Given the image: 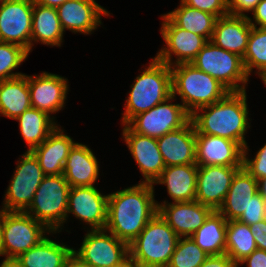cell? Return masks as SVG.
Masks as SVG:
<instances>
[{
  "instance_id": "cell-3",
  "label": "cell",
  "mask_w": 266,
  "mask_h": 267,
  "mask_svg": "<svg viewBox=\"0 0 266 267\" xmlns=\"http://www.w3.org/2000/svg\"><path fill=\"white\" fill-rule=\"evenodd\" d=\"M130 86L125 112L122 113V125L127 124L139 113L149 111L172 96V71L167 64L155 57Z\"/></svg>"
},
{
  "instance_id": "cell-27",
  "label": "cell",
  "mask_w": 266,
  "mask_h": 267,
  "mask_svg": "<svg viewBox=\"0 0 266 267\" xmlns=\"http://www.w3.org/2000/svg\"><path fill=\"white\" fill-rule=\"evenodd\" d=\"M63 35L57 8L33 3L31 51L33 42L61 47Z\"/></svg>"
},
{
  "instance_id": "cell-38",
  "label": "cell",
  "mask_w": 266,
  "mask_h": 267,
  "mask_svg": "<svg viewBox=\"0 0 266 267\" xmlns=\"http://www.w3.org/2000/svg\"><path fill=\"white\" fill-rule=\"evenodd\" d=\"M265 201L259 192H257L252 196L247 210L243 212L238 221L250 226L264 220Z\"/></svg>"
},
{
  "instance_id": "cell-15",
  "label": "cell",
  "mask_w": 266,
  "mask_h": 267,
  "mask_svg": "<svg viewBox=\"0 0 266 267\" xmlns=\"http://www.w3.org/2000/svg\"><path fill=\"white\" fill-rule=\"evenodd\" d=\"M243 166H198L195 200L215 211L222 206L235 173Z\"/></svg>"
},
{
  "instance_id": "cell-44",
  "label": "cell",
  "mask_w": 266,
  "mask_h": 267,
  "mask_svg": "<svg viewBox=\"0 0 266 267\" xmlns=\"http://www.w3.org/2000/svg\"><path fill=\"white\" fill-rule=\"evenodd\" d=\"M249 23L258 28H266V0H261L253 11V19L248 16Z\"/></svg>"
},
{
  "instance_id": "cell-51",
  "label": "cell",
  "mask_w": 266,
  "mask_h": 267,
  "mask_svg": "<svg viewBox=\"0 0 266 267\" xmlns=\"http://www.w3.org/2000/svg\"><path fill=\"white\" fill-rule=\"evenodd\" d=\"M259 78H261V80L263 81V83L266 85V71L265 72H262L259 75Z\"/></svg>"
},
{
  "instance_id": "cell-29",
  "label": "cell",
  "mask_w": 266,
  "mask_h": 267,
  "mask_svg": "<svg viewBox=\"0 0 266 267\" xmlns=\"http://www.w3.org/2000/svg\"><path fill=\"white\" fill-rule=\"evenodd\" d=\"M31 107L26 74L0 81V115L15 120Z\"/></svg>"
},
{
  "instance_id": "cell-14",
  "label": "cell",
  "mask_w": 266,
  "mask_h": 267,
  "mask_svg": "<svg viewBox=\"0 0 266 267\" xmlns=\"http://www.w3.org/2000/svg\"><path fill=\"white\" fill-rule=\"evenodd\" d=\"M107 210L108 194L103 195L95 186L70 187L66 221L71 213L90 230L105 229Z\"/></svg>"
},
{
  "instance_id": "cell-23",
  "label": "cell",
  "mask_w": 266,
  "mask_h": 267,
  "mask_svg": "<svg viewBox=\"0 0 266 267\" xmlns=\"http://www.w3.org/2000/svg\"><path fill=\"white\" fill-rule=\"evenodd\" d=\"M75 143L73 138L64 134V130L58 126L41 145L33 148L31 152L37 158L45 175H61Z\"/></svg>"
},
{
  "instance_id": "cell-5",
  "label": "cell",
  "mask_w": 266,
  "mask_h": 267,
  "mask_svg": "<svg viewBox=\"0 0 266 267\" xmlns=\"http://www.w3.org/2000/svg\"><path fill=\"white\" fill-rule=\"evenodd\" d=\"M179 236L157 212L129 244V258L138 267H167Z\"/></svg>"
},
{
  "instance_id": "cell-20",
  "label": "cell",
  "mask_w": 266,
  "mask_h": 267,
  "mask_svg": "<svg viewBox=\"0 0 266 267\" xmlns=\"http://www.w3.org/2000/svg\"><path fill=\"white\" fill-rule=\"evenodd\" d=\"M198 166H243V147L236 141L215 135L196 134Z\"/></svg>"
},
{
  "instance_id": "cell-43",
  "label": "cell",
  "mask_w": 266,
  "mask_h": 267,
  "mask_svg": "<svg viewBox=\"0 0 266 267\" xmlns=\"http://www.w3.org/2000/svg\"><path fill=\"white\" fill-rule=\"evenodd\" d=\"M245 263L247 267H266V251L257 248L249 256L240 261L237 267Z\"/></svg>"
},
{
  "instance_id": "cell-39",
  "label": "cell",
  "mask_w": 266,
  "mask_h": 267,
  "mask_svg": "<svg viewBox=\"0 0 266 267\" xmlns=\"http://www.w3.org/2000/svg\"><path fill=\"white\" fill-rule=\"evenodd\" d=\"M187 6L215 15L217 18L229 14L228 0H181Z\"/></svg>"
},
{
  "instance_id": "cell-18",
  "label": "cell",
  "mask_w": 266,
  "mask_h": 267,
  "mask_svg": "<svg viewBox=\"0 0 266 267\" xmlns=\"http://www.w3.org/2000/svg\"><path fill=\"white\" fill-rule=\"evenodd\" d=\"M158 213L179 237H190L214 211L209 206L194 200L190 202L158 203Z\"/></svg>"
},
{
  "instance_id": "cell-1",
  "label": "cell",
  "mask_w": 266,
  "mask_h": 267,
  "mask_svg": "<svg viewBox=\"0 0 266 267\" xmlns=\"http://www.w3.org/2000/svg\"><path fill=\"white\" fill-rule=\"evenodd\" d=\"M154 185L138 183L108 194L105 230L128 245L158 212Z\"/></svg>"
},
{
  "instance_id": "cell-40",
  "label": "cell",
  "mask_w": 266,
  "mask_h": 267,
  "mask_svg": "<svg viewBox=\"0 0 266 267\" xmlns=\"http://www.w3.org/2000/svg\"><path fill=\"white\" fill-rule=\"evenodd\" d=\"M261 0H228L229 14L248 17L245 12H253Z\"/></svg>"
},
{
  "instance_id": "cell-4",
  "label": "cell",
  "mask_w": 266,
  "mask_h": 267,
  "mask_svg": "<svg viewBox=\"0 0 266 267\" xmlns=\"http://www.w3.org/2000/svg\"><path fill=\"white\" fill-rule=\"evenodd\" d=\"M171 71L172 95L180 96L181 104L190 115L199 108L223 99L230 92L214 77L191 63L173 65Z\"/></svg>"
},
{
  "instance_id": "cell-50",
  "label": "cell",
  "mask_w": 266,
  "mask_h": 267,
  "mask_svg": "<svg viewBox=\"0 0 266 267\" xmlns=\"http://www.w3.org/2000/svg\"><path fill=\"white\" fill-rule=\"evenodd\" d=\"M116 267H138L130 258H128L124 263Z\"/></svg>"
},
{
  "instance_id": "cell-26",
  "label": "cell",
  "mask_w": 266,
  "mask_h": 267,
  "mask_svg": "<svg viewBox=\"0 0 266 267\" xmlns=\"http://www.w3.org/2000/svg\"><path fill=\"white\" fill-rule=\"evenodd\" d=\"M258 192V181L244 168L234 175L226 198L218 211L228 220H238Z\"/></svg>"
},
{
  "instance_id": "cell-16",
  "label": "cell",
  "mask_w": 266,
  "mask_h": 267,
  "mask_svg": "<svg viewBox=\"0 0 266 267\" xmlns=\"http://www.w3.org/2000/svg\"><path fill=\"white\" fill-rule=\"evenodd\" d=\"M67 80L48 72H42L40 75H27L31 106L49 116L62 110L69 92Z\"/></svg>"
},
{
  "instance_id": "cell-19",
  "label": "cell",
  "mask_w": 266,
  "mask_h": 267,
  "mask_svg": "<svg viewBox=\"0 0 266 267\" xmlns=\"http://www.w3.org/2000/svg\"><path fill=\"white\" fill-rule=\"evenodd\" d=\"M58 17L63 31L92 34L101 25V16H110L108 10L95 0H67L57 8Z\"/></svg>"
},
{
  "instance_id": "cell-32",
  "label": "cell",
  "mask_w": 266,
  "mask_h": 267,
  "mask_svg": "<svg viewBox=\"0 0 266 267\" xmlns=\"http://www.w3.org/2000/svg\"><path fill=\"white\" fill-rule=\"evenodd\" d=\"M177 27L211 40L217 17L211 13L187 6L182 1L173 11L165 14Z\"/></svg>"
},
{
  "instance_id": "cell-17",
  "label": "cell",
  "mask_w": 266,
  "mask_h": 267,
  "mask_svg": "<svg viewBox=\"0 0 266 267\" xmlns=\"http://www.w3.org/2000/svg\"><path fill=\"white\" fill-rule=\"evenodd\" d=\"M122 136L133 159L144 177L139 183L152 184L164 170L165 162L157 144V138L134 132L127 124L123 125Z\"/></svg>"
},
{
  "instance_id": "cell-46",
  "label": "cell",
  "mask_w": 266,
  "mask_h": 267,
  "mask_svg": "<svg viewBox=\"0 0 266 267\" xmlns=\"http://www.w3.org/2000/svg\"><path fill=\"white\" fill-rule=\"evenodd\" d=\"M67 0H33L34 3L39 5L49 6L52 8H58L60 5L64 4Z\"/></svg>"
},
{
  "instance_id": "cell-45",
  "label": "cell",
  "mask_w": 266,
  "mask_h": 267,
  "mask_svg": "<svg viewBox=\"0 0 266 267\" xmlns=\"http://www.w3.org/2000/svg\"><path fill=\"white\" fill-rule=\"evenodd\" d=\"M64 267H91V266L82 262L77 256H75L72 253V255L67 259Z\"/></svg>"
},
{
  "instance_id": "cell-25",
  "label": "cell",
  "mask_w": 266,
  "mask_h": 267,
  "mask_svg": "<svg viewBox=\"0 0 266 267\" xmlns=\"http://www.w3.org/2000/svg\"><path fill=\"white\" fill-rule=\"evenodd\" d=\"M198 165L183 164L166 166L152 183L167 186V193L173 202H190L196 197Z\"/></svg>"
},
{
  "instance_id": "cell-42",
  "label": "cell",
  "mask_w": 266,
  "mask_h": 267,
  "mask_svg": "<svg viewBox=\"0 0 266 267\" xmlns=\"http://www.w3.org/2000/svg\"><path fill=\"white\" fill-rule=\"evenodd\" d=\"M258 249L266 251V220L259 221L249 226Z\"/></svg>"
},
{
  "instance_id": "cell-9",
  "label": "cell",
  "mask_w": 266,
  "mask_h": 267,
  "mask_svg": "<svg viewBox=\"0 0 266 267\" xmlns=\"http://www.w3.org/2000/svg\"><path fill=\"white\" fill-rule=\"evenodd\" d=\"M44 177L37 158L31 151H26L17 161L1 209L8 212H25Z\"/></svg>"
},
{
  "instance_id": "cell-8",
  "label": "cell",
  "mask_w": 266,
  "mask_h": 267,
  "mask_svg": "<svg viewBox=\"0 0 266 267\" xmlns=\"http://www.w3.org/2000/svg\"><path fill=\"white\" fill-rule=\"evenodd\" d=\"M51 232L45 225L25 212L4 211L1 256L17 258L39 244Z\"/></svg>"
},
{
  "instance_id": "cell-11",
  "label": "cell",
  "mask_w": 266,
  "mask_h": 267,
  "mask_svg": "<svg viewBox=\"0 0 266 267\" xmlns=\"http://www.w3.org/2000/svg\"><path fill=\"white\" fill-rule=\"evenodd\" d=\"M175 99L177 98L172 95L149 111L137 114L127 125L134 132L153 138L183 127L191 119V115L181 103L172 104Z\"/></svg>"
},
{
  "instance_id": "cell-36",
  "label": "cell",
  "mask_w": 266,
  "mask_h": 267,
  "mask_svg": "<svg viewBox=\"0 0 266 267\" xmlns=\"http://www.w3.org/2000/svg\"><path fill=\"white\" fill-rule=\"evenodd\" d=\"M28 55L29 52L20 45L0 42V81L25 75L13 70L17 69Z\"/></svg>"
},
{
  "instance_id": "cell-34",
  "label": "cell",
  "mask_w": 266,
  "mask_h": 267,
  "mask_svg": "<svg viewBox=\"0 0 266 267\" xmlns=\"http://www.w3.org/2000/svg\"><path fill=\"white\" fill-rule=\"evenodd\" d=\"M243 63L248 76L254 69L258 76L266 71V28L251 27Z\"/></svg>"
},
{
  "instance_id": "cell-37",
  "label": "cell",
  "mask_w": 266,
  "mask_h": 267,
  "mask_svg": "<svg viewBox=\"0 0 266 267\" xmlns=\"http://www.w3.org/2000/svg\"><path fill=\"white\" fill-rule=\"evenodd\" d=\"M248 144L243 148V167L257 180L266 177V143L261 147L254 158L247 157Z\"/></svg>"
},
{
  "instance_id": "cell-30",
  "label": "cell",
  "mask_w": 266,
  "mask_h": 267,
  "mask_svg": "<svg viewBox=\"0 0 266 267\" xmlns=\"http://www.w3.org/2000/svg\"><path fill=\"white\" fill-rule=\"evenodd\" d=\"M15 120L19 121L20 133L29 147L27 151L41 145L59 126L54 121V116L33 107L25 110Z\"/></svg>"
},
{
  "instance_id": "cell-28",
  "label": "cell",
  "mask_w": 266,
  "mask_h": 267,
  "mask_svg": "<svg viewBox=\"0 0 266 267\" xmlns=\"http://www.w3.org/2000/svg\"><path fill=\"white\" fill-rule=\"evenodd\" d=\"M72 253L73 248L46 236L39 244L17 257V260L23 267H64Z\"/></svg>"
},
{
  "instance_id": "cell-33",
  "label": "cell",
  "mask_w": 266,
  "mask_h": 267,
  "mask_svg": "<svg viewBox=\"0 0 266 267\" xmlns=\"http://www.w3.org/2000/svg\"><path fill=\"white\" fill-rule=\"evenodd\" d=\"M257 249L249 225L238 220H228L226 229V252L237 265Z\"/></svg>"
},
{
  "instance_id": "cell-10",
  "label": "cell",
  "mask_w": 266,
  "mask_h": 267,
  "mask_svg": "<svg viewBox=\"0 0 266 267\" xmlns=\"http://www.w3.org/2000/svg\"><path fill=\"white\" fill-rule=\"evenodd\" d=\"M73 254L91 267H116L129 258V245L105 229L88 230Z\"/></svg>"
},
{
  "instance_id": "cell-13",
  "label": "cell",
  "mask_w": 266,
  "mask_h": 267,
  "mask_svg": "<svg viewBox=\"0 0 266 267\" xmlns=\"http://www.w3.org/2000/svg\"><path fill=\"white\" fill-rule=\"evenodd\" d=\"M33 0L0 3V42L14 43L31 52Z\"/></svg>"
},
{
  "instance_id": "cell-49",
  "label": "cell",
  "mask_w": 266,
  "mask_h": 267,
  "mask_svg": "<svg viewBox=\"0 0 266 267\" xmlns=\"http://www.w3.org/2000/svg\"><path fill=\"white\" fill-rule=\"evenodd\" d=\"M4 224V210H0V256H1V245H2V229Z\"/></svg>"
},
{
  "instance_id": "cell-22",
  "label": "cell",
  "mask_w": 266,
  "mask_h": 267,
  "mask_svg": "<svg viewBox=\"0 0 266 267\" xmlns=\"http://www.w3.org/2000/svg\"><path fill=\"white\" fill-rule=\"evenodd\" d=\"M252 25L248 17L227 14L217 18L211 42L231 53L245 55Z\"/></svg>"
},
{
  "instance_id": "cell-52",
  "label": "cell",
  "mask_w": 266,
  "mask_h": 267,
  "mask_svg": "<svg viewBox=\"0 0 266 267\" xmlns=\"http://www.w3.org/2000/svg\"><path fill=\"white\" fill-rule=\"evenodd\" d=\"M264 217H265V220H266V201H265Z\"/></svg>"
},
{
  "instance_id": "cell-21",
  "label": "cell",
  "mask_w": 266,
  "mask_h": 267,
  "mask_svg": "<svg viewBox=\"0 0 266 267\" xmlns=\"http://www.w3.org/2000/svg\"><path fill=\"white\" fill-rule=\"evenodd\" d=\"M165 166L196 163V130L191 119L181 128L157 138Z\"/></svg>"
},
{
  "instance_id": "cell-41",
  "label": "cell",
  "mask_w": 266,
  "mask_h": 267,
  "mask_svg": "<svg viewBox=\"0 0 266 267\" xmlns=\"http://www.w3.org/2000/svg\"><path fill=\"white\" fill-rule=\"evenodd\" d=\"M200 267H237V264L227 255H209Z\"/></svg>"
},
{
  "instance_id": "cell-6",
  "label": "cell",
  "mask_w": 266,
  "mask_h": 267,
  "mask_svg": "<svg viewBox=\"0 0 266 267\" xmlns=\"http://www.w3.org/2000/svg\"><path fill=\"white\" fill-rule=\"evenodd\" d=\"M69 191L70 185L63 174L45 175L25 213L51 232L59 233L67 218Z\"/></svg>"
},
{
  "instance_id": "cell-48",
  "label": "cell",
  "mask_w": 266,
  "mask_h": 267,
  "mask_svg": "<svg viewBox=\"0 0 266 267\" xmlns=\"http://www.w3.org/2000/svg\"><path fill=\"white\" fill-rule=\"evenodd\" d=\"M258 192L266 200V177L258 181Z\"/></svg>"
},
{
  "instance_id": "cell-2",
  "label": "cell",
  "mask_w": 266,
  "mask_h": 267,
  "mask_svg": "<svg viewBox=\"0 0 266 267\" xmlns=\"http://www.w3.org/2000/svg\"><path fill=\"white\" fill-rule=\"evenodd\" d=\"M246 91L229 92L223 99L191 114L196 134L215 135L246 147L245 133L250 128Z\"/></svg>"
},
{
  "instance_id": "cell-47",
  "label": "cell",
  "mask_w": 266,
  "mask_h": 267,
  "mask_svg": "<svg viewBox=\"0 0 266 267\" xmlns=\"http://www.w3.org/2000/svg\"><path fill=\"white\" fill-rule=\"evenodd\" d=\"M0 267H23L17 258H5L0 263Z\"/></svg>"
},
{
  "instance_id": "cell-7",
  "label": "cell",
  "mask_w": 266,
  "mask_h": 267,
  "mask_svg": "<svg viewBox=\"0 0 266 267\" xmlns=\"http://www.w3.org/2000/svg\"><path fill=\"white\" fill-rule=\"evenodd\" d=\"M191 64L214 77L230 92L246 91L250 77L245 70L243 58L217 47L211 41L204 45Z\"/></svg>"
},
{
  "instance_id": "cell-12",
  "label": "cell",
  "mask_w": 266,
  "mask_h": 267,
  "mask_svg": "<svg viewBox=\"0 0 266 267\" xmlns=\"http://www.w3.org/2000/svg\"><path fill=\"white\" fill-rule=\"evenodd\" d=\"M161 18L163 22L160 32L166 47H162L155 58L170 67L191 63L208 41L203 36L177 27L165 14ZM173 54L176 56L175 61H172Z\"/></svg>"
},
{
  "instance_id": "cell-24",
  "label": "cell",
  "mask_w": 266,
  "mask_h": 267,
  "mask_svg": "<svg viewBox=\"0 0 266 267\" xmlns=\"http://www.w3.org/2000/svg\"><path fill=\"white\" fill-rule=\"evenodd\" d=\"M93 151L76 142L64 165L63 175L70 187L94 186L99 178V164Z\"/></svg>"
},
{
  "instance_id": "cell-35",
  "label": "cell",
  "mask_w": 266,
  "mask_h": 267,
  "mask_svg": "<svg viewBox=\"0 0 266 267\" xmlns=\"http://www.w3.org/2000/svg\"><path fill=\"white\" fill-rule=\"evenodd\" d=\"M208 256L191 237H179L167 267H200Z\"/></svg>"
},
{
  "instance_id": "cell-31",
  "label": "cell",
  "mask_w": 266,
  "mask_h": 267,
  "mask_svg": "<svg viewBox=\"0 0 266 267\" xmlns=\"http://www.w3.org/2000/svg\"><path fill=\"white\" fill-rule=\"evenodd\" d=\"M227 220L219 211H213L203 225L190 236L209 255L226 252Z\"/></svg>"
}]
</instances>
